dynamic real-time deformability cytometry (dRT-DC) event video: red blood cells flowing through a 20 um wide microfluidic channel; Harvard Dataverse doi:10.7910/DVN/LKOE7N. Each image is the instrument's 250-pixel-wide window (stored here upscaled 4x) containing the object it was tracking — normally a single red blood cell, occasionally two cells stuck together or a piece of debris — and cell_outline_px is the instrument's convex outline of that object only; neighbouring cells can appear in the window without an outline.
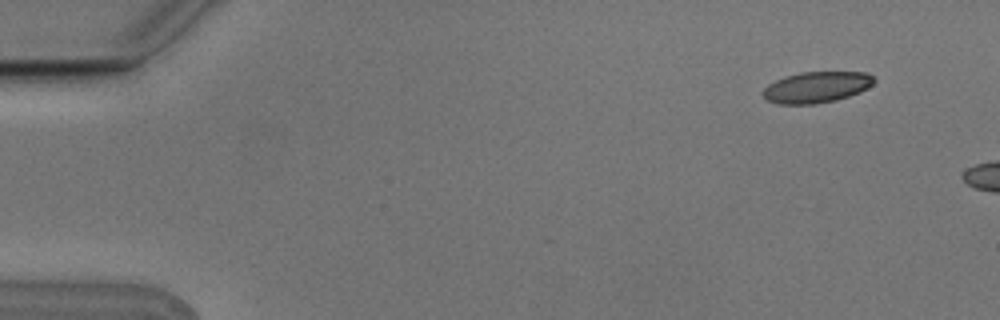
{"species": "Egyptian fruit bat (a non-hibernating species)", "species_latin": "Rousettus aegyptiacus", "temperature_condition": "cold", "stored_images_in_passage": 3, "camera_frame_rate_fps": 3000, "um_per_image_px": 0.085, "animal": {"sex": "male"}, "frame": {"image": 1, "passage_image": 1, "time_ms": 0.0, "image_size_px": [1000, 320], "cell_outline_px": [[876, 80], [868, 88], [860, 92], [836, 100], [816, 104], [776, 104], [768, 100], [760, 92], [768, 84], [784, 76], [800, 72], [868, 72]], "centroid_in_image_um": [69.39, 7.41], "position_along_channel_um": 15.6, "area_um2": 20.29}}